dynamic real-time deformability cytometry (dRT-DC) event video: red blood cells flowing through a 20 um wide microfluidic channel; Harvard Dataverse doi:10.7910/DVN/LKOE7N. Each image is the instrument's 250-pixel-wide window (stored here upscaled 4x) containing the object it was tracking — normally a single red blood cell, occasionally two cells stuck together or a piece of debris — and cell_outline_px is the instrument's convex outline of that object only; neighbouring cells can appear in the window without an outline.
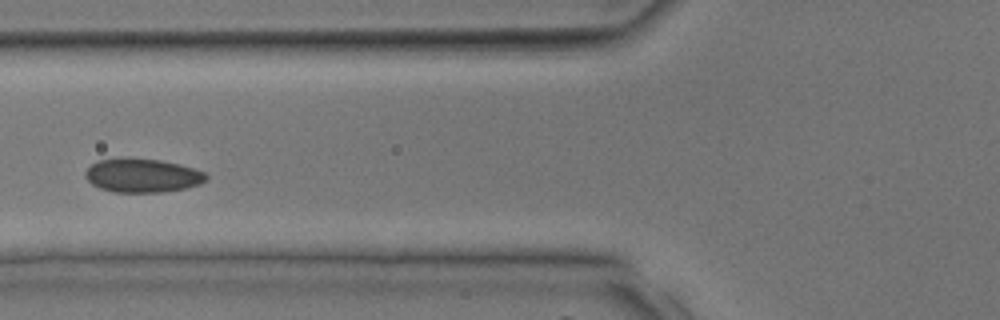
{"species": "common noctule bat (a hibernating species)", "species_latin": "Nyctalus noctula", "temperature_condition": "room temperature", "stored_images_in_passage": 35, "camera_frame_rate_fps": 3000, "um_per_image_px": 0.085, "animal": {"sex": "male", "body_mass_g": 17.9, "forearm_length_mm": 54.2}, "frame": {"image": 1, "passage_image": 11, "time_ms": 3.333, "image_size_px": [1000, 320], "cell_outline_px": [[208, 176], [200, 184], [184, 188], [164, 192], [112, 192], [100, 188], [92, 184], [84, 176], [84, 172], [96, 160], [124, 156], [128, 156], [160, 160], [180, 164], [204, 172]], "centroid_in_image_um": [12.04, 14.89], "position_along_channel_um": 113.8, "area_um2": 24.16}}
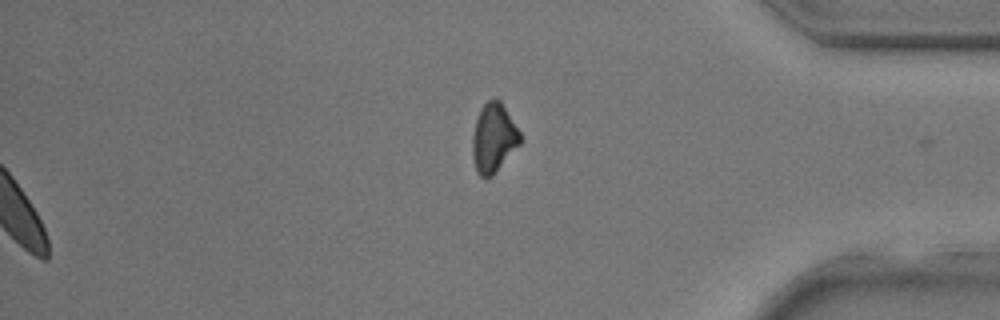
{"frame": {"image": 2, "passage_image": 35, "time_ms": 11.333, "image_size_px": [1000, 320], "cell_outline_px": [[520, 144], [492, 176], [480, 176], [476, 172], [472, 156], [472, 136], [476, 120], [484, 104], [488, 100], [500, 100], [520, 132]], "centroid_in_image_um": [41.94, 11.75], "position_along_channel_um": 393.3, "area_um2": 18.84}}